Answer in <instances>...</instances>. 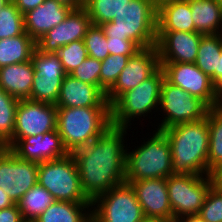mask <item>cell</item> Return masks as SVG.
<instances>
[{
    "label": "cell",
    "mask_w": 222,
    "mask_h": 222,
    "mask_svg": "<svg viewBox=\"0 0 222 222\" xmlns=\"http://www.w3.org/2000/svg\"><path fill=\"white\" fill-rule=\"evenodd\" d=\"M38 184L44 187L55 201L92 203L82 189L72 154L39 163Z\"/></svg>",
    "instance_id": "cell-7"
},
{
    "label": "cell",
    "mask_w": 222,
    "mask_h": 222,
    "mask_svg": "<svg viewBox=\"0 0 222 222\" xmlns=\"http://www.w3.org/2000/svg\"><path fill=\"white\" fill-rule=\"evenodd\" d=\"M55 106L57 108L110 107V104L106 99V93L100 87L66 74Z\"/></svg>",
    "instance_id": "cell-19"
},
{
    "label": "cell",
    "mask_w": 222,
    "mask_h": 222,
    "mask_svg": "<svg viewBox=\"0 0 222 222\" xmlns=\"http://www.w3.org/2000/svg\"><path fill=\"white\" fill-rule=\"evenodd\" d=\"M222 54V34L203 35L195 65L207 74L218 90V63Z\"/></svg>",
    "instance_id": "cell-25"
},
{
    "label": "cell",
    "mask_w": 222,
    "mask_h": 222,
    "mask_svg": "<svg viewBox=\"0 0 222 222\" xmlns=\"http://www.w3.org/2000/svg\"><path fill=\"white\" fill-rule=\"evenodd\" d=\"M36 42L26 33L6 39H0V68L31 60Z\"/></svg>",
    "instance_id": "cell-26"
},
{
    "label": "cell",
    "mask_w": 222,
    "mask_h": 222,
    "mask_svg": "<svg viewBox=\"0 0 222 222\" xmlns=\"http://www.w3.org/2000/svg\"><path fill=\"white\" fill-rule=\"evenodd\" d=\"M73 8L57 0H45L24 16L25 32L36 42L52 28L59 25Z\"/></svg>",
    "instance_id": "cell-20"
},
{
    "label": "cell",
    "mask_w": 222,
    "mask_h": 222,
    "mask_svg": "<svg viewBox=\"0 0 222 222\" xmlns=\"http://www.w3.org/2000/svg\"><path fill=\"white\" fill-rule=\"evenodd\" d=\"M10 2V0H0V10L6 6L8 3Z\"/></svg>",
    "instance_id": "cell-48"
},
{
    "label": "cell",
    "mask_w": 222,
    "mask_h": 222,
    "mask_svg": "<svg viewBox=\"0 0 222 222\" xmlns=\"http://www.w3.org/2000/svg\"><path fill=\"white\" fill-rule=\"evenodd\" d=\"M110 126V107L57 108V131L69 154L96 140Z\"/></svg>",
    "instance_id": "cell-3"
},
{
    "label": "cell",
    "mask_w": 222,
    "mask_h": 222,
    "mask_svg": "<svg viewBox=\"0 0 222 222\" xmlns=\"http://www.w3.org/2000/svg\"><path fill=\"white\" fill-rule=\"evenodd\" d=\"M35 68V76H65L66 72L56 53H43L37 48L31 56Z\"/></svg>",
    "instance_id": "cell-34"
},
{
    "label": "cell",
    "mask_w": 222,
    "mask_h": 222,
    "mask_svg": "<svg viewBox=\"0 0 222 222\" xmlns=\"http://www.w3.org/2000/svg\"><path fill=\"white\" fill-rule=\"evenodd\" d=\"M110 55H134L140 48L132 40L106 38Z\"/></svg>",
    "instance_id": "cell-39"
},
{
    "label": "cell",
    "mask_w": 222,
    "mask_h": 222,
    "mask_svg": "<svg viewBox=\"0 0 222 222\" xmlns=\"http://www.w3.org/2000/svg\"><path fill=\"white\" fill-rule=\"evenodd\" d=\"M24 32V16L10 1L0 10V39L16 37Z\"/></svg>",
    "instance_id": "cell-32"
},
{
    "label": "cell",
    "mask_w": 222,
    "mask_h": 222,
    "mask_svg": "<svg viewBox=\"0 0 222 222\" xmlns=\"http://www.w3.org/2000/svg\"><path fill=\"white\" fill-rule=\"evenodd\" d=\"M128 129L131 127L111 125L96 140L71 153L82 189L91 201L125 182V147L128 145L124 138Z\"/></svg>",
    "instance_id": "cell-1"
},
{
    "label": "cell",
    "mask_w": 222,
    "mask_h": 222,
    "mask_svg": "<svg viewBox=\"0 0 222 222\" xmlns=\"http://www.w3.org/2000/svg\"><path fill=\"white\" fill-rule=\"evenodd\" d=\"M91 25L84 7L72 9L63 22L36 41V48L43 53H56L61 46L83 40Z\"/></svg>",
    "instance_id": "cell-15"
},
{
    "label": "cell",
    "mask_w": 222,
    "mask_h": 222,
    "mask_svg": "<svg viewBox=\"0 0 222 222\" xmlns=\"http://www.w3.org/2000/svg\"><path fill=\"white\" fill-rule=\"evenodd\" d=\"M66 74L74 71L87 57V49L84 40L73 41L61 46L56 52Z\"/></svg>",
    "instance_id": "cell-35"
},
{
    "label": "cell",
    "mask_w": 222,
    "mask_h": 222,
    "mask_svg": "<svg viewBox=\"0 0 222 222\" xmlns=\"http://www.w3.org/2000/svg\"><path fill=\"white\" fill-rule=\"evenodd\" d=\"M166 181L173 222L199 214L212 187L209 175L172 174Z\"/></svg>",
    "instance_id": "cell-8"
},
{
    "label": "cell",
    "mask_w": 222,
    "mask_h": 222,
    "mask_svg": "<svg viewBox=\"0 0 222 222\" xmlns=\"http://www.w3.org/2000/svg\"><path fill=\"white\" fill-rule=\"evenodd\" d=\"M9 150L20 159L38 164L69 154L57 129L45 134L27 136L18 140Z\"/></svg>",
    "instance_id": "cell-18"
},
{
    "label": "cell",
    "mask_w": 222,
    "mask_h": 222,
    "mask_svg": "<svg viewBox=\"0 0 222 222\" xmlns=\"http://www.w3.org/2000/svg\"><path fill=\"white\" fill-rule=\"evenodd\" d=\"M0 222H25L18 204L0 210Z\"/></svg>",
    "instance_id": "cell-40"
},
{
    "label": "cell",
    "mask_w": 222,
    "mask_h": 222,
    "mask_svg": "<svg viewBox=\"0 0 222 222\" xmlns=\"http://www.w3.org/2000/svg\"><path fill=\"white\" fill-rule=\"evenodd\" d=\"M57 129V107L53 104L21 99L16 110L13 139L6 145L10 149L18 140Z\"/></svg>",
    "instance_id": "cell-12"
},
{
    "label": "cell",
    "mask_w": 222,
    "mask_h": 222,
    "mask_svg": "<svg viewBox=\"0 0 222 222\" xmlns=\"http://www.w3.org/2000/svg\"><path fill=\"white\" fill-rule=\"evenodd\" d=\"M156 5L161 4L162 2L168 1V0H154Z\"/></svg>",
    "instance_id": "cell-50"
},
{
    "label": "cell",
    "mask_w": 222,
    "mask_h": 222,
    "mask_svg": "<svg viewBox=\"0 0 222 222\" xmlns=\"http://www.w3.org/2000/svg\"><path fill=\"white\" fill-rule=\"evenodd\" d=\"M194 32L187 0H168L157 5V32Z\"/></svg>",
    "instance_id": "cell-21"
},
{
    "label": "cell",
    "mask_w": 222,
    "mask_h": 222,
    "mask_svg": "<svg viewBox=\"0 0 222 222\" xmlns=\"http://www.w3.org/2000/svg\"><path fill=\"white\" fill-rule=\"evenodd\" d=\"M83 40L89 57L102 61L110 55L106 36L101 26L92 24L87 29Z\"/></svg>",
    "instance_id": "cell-36"
},
{
    "label": "cell",
    "mask_w": 222,
    "mask_h": 222,
    "mask_svg": "<svg viewBox=\"0 0 222 222\" xmlns=\"http://www.w3.org/2000/svg\"><path fill=\"white\" fill-rule=\"evenodd\" d=\"M218 91L222 95V54L218 63Z\"/></svg>",
    "instance_id": "cell-46"
},
{
    "label": "cell",
    "mask_w": 222,
    "mask_h": 222,
    "mask_svg": "<svg viewBox=\"0 0 222 222\" xmlns=\"http://www.w3.org/2000/svg\"><path fill=\"white\" fill-rule=\"evenodd\" d=\"M64 77L35 76L29 100L56 105Z\"/></svg>",
    "instance_id": "cell-31"
},
{
    "label": "cell",
    "mask_w": 222,
    "mask_h": 222,
    "mask_svg": "<svg viewBox=\"0 0 222 222\" xmlns=\"http://www.w3.org/2000/svg\"><path fill=\"white\" fill-rule=\"evenodd\" d=\"M165 79L190 95L200 98L210 108L222 105V95L211 78L195 63H160Z\"/></svg>",
    "instance_id": "cell-11"
},
{
    "label": "cell",
    "mask_w": 222,
    "mask_h": 222,
    "mask_svg": "<svg viewBox=\"0 0 222 222\" xmlns=\"http://www.w3.org/2000/svg\"><path fill=\"white\" fill-rule=\"evenodd\" d=\"M177 222H206L199 214L189 215L181 218Z\"/></svg>",
    "instance_id": "cell-45"
},
{
    "label": "cell",
    "mask_w": 222,
    "mask_h": 222,
    "mask_svg": "<svg viewBox=\"0 0 222 222\" xmlns=\"http://www.w3.org/2000/svg\"><path fill=\"white\" fill-rule=\"evenodd\" d=\"M60 1L63 4H66L73 9L84 7V1L85 0H57Z\"/></svg>",
    "instance_id": "cell-44"
},
{
    "label": "cell",
    "mask_w": 222,
    "mask_h": 222,
    "mask_svg": "<svg viewBox=\"0 0 222 222\" xmlns=\"http://www.w3.org/2000/svg\"><path fill=\"white\" fill-rule=\"evenodd\" d=\"M6 146L0 141V154L4 151Z\"/></svg>",
    "instance_id": "cell-49"
},
{
    "label": "cell",
    "mask_w": 222,
    "mask_h": 222,
    "mask_svg": "<svg viewBox=\"0 0 222 222\" xmlns=\"http://www.w3.org/2000/svg\"><path fill=\"white\" fill-rule=\"evenodd\" d=\"M45 0H13L17 9L22 13H26L29 10L37 8L44 3Z\"/></svg>",
    "instance_id": "cell-41"
},
{
    "label": "cell",
    "mask_w": 222,
    "mask_h": 222,
    "mask_svg": "<svg viewBox=\"0 0 222 222\" xmlns=\"http://www.w3.org/2000/svg\"><path fill=\"white\" fill-rule=\"evenodd\" d=\"M199 215L206 222H222V190L210 188Z\"/></svg>",
    "instance_id": "cell-37"
},
{
    "label": "cell",
    "mask_w": 222,
    "mask_h": 222,
    "mask_svg": "<svg viewBox=\"0 0 222 222\" xmlns=\"http://www.w3.org/2000/svg\"><path fill=\"white\" fill-rule=\"evenodd\" d=\"M38 183V163L18 158L5 148L0 154V188L17 204Z\"/></svg>",
    "instance_id": "cell-13"
},
{
    "label": "cell",
    "mask_w": 222,
    "mask_h": 222,
    "mask_svg": "<svg viewBox=\"0 0 222 222\" xmlns=\"http://www.w3.org/2000/svg\"><path fill=\"white\" fill-rule=\"evenodd\" d=\"M192 12L194 32L202 35L222 34V2L187 0Z\"/></svg>",
    "instance_id": "cell-23"
},
{
    "label": "cell",
    "mask_w": 222,
    "mask_h": 222,
    "mask_svg": "<svg viewBox=\"0 0 222 222\" xmlns=\"http://www.w3.org/2000/svg\"><path fill=\"white\" fill-rule=\"evenodd\" d=\"M209 178L213 187L222 190V162L210 170Z\"/></svg>",
    "instance_id": "cell-42"
},
{
    "label": "cell",
    "mask_w": 222,
    "mask_h": 222,
    "mask_svg": "<svg viewBox=\"0 0 222 222\" xmlns=\"http://www.w3.org/2000/svg\"><path fill=\"white\" fill-rule=\"evenodd\" d=\"M18 102L0 88V141L5 146L13 139Z\"/></svg>",
    "instance_id": "cell-30"
},
{
    "label": "cell",
    "mask_w": 222,
    "mask_h": 222,
    "mask_svg": "<svg viewBox=\"0 0 222 222\" xmlns=\"http://www.w3.org/2000/svg\"><path fill=\"white\" fill-rule=\"evenodd\" d=\"M165 78L160 67L152 76L138 84L135 88L121 94L111 105V125L129 127L134 119L152 112H159L161 85Z\"/></svg>",
    "instance_id": "cell-6"
},
{
    "label": "cell",
    "mask_w": 222,
    "mask_h": 222,
    "mask_svg": "<svg viewBox=\"0 0 222 222\" xmlns=\"http://www.w3.org/2000/svg\"><path fill=\"white\" fill-rule=\"evenodd\" d=\"M171 148L173 174L209 175L207 117L163 130Z\"/></svg>",
    "instance_id": "cell-2"
},
{
    "label": "cell",
    "mask_w": 222,
    "mask_h": 222,
    "mask_svg": "<svg viewBox=\"0 0 222 222\" xmlns=\"http://www.w3.org/2000/svg\"><path fill=\"white\" fill-rule=\"evenodd\" d=\"M144 217L135 190L127 182L92 201V222H140Z\"/></svg>",
    "instance_id": "cell-10"
},
{
    "label": "cell",
    "mask_w": 222,
    "mask_h": 222,
    "mask_svg": "<svg viewBox=\"0 0 222 222\" xmlns=\"http://www.w3.org/2000/svg\"><path fill=\"white\" fill-rule=\"evenodd\" d=\"M209 127L208 171L222 162V105L207 112Z\"/></svg>",
    "instance_id": "cell-28"
},
{
    "label": "cell",
    "mask_w": 222,
    "mask_h": 222,
    "mask_svg": "<svg viewBox=\"0 0 222 222\" xmlns=\"http://www.w3.org/2000/svg\"><path fill=\"white\" fill-rule=\"evenodd\" d=\"M131 56L133 55H109L101 61L100 88L105 93L114 86Z\"/></svg>",
    "instance_id": "cell-33"
},
{
    "label": "cell",
    "mask_w": 222,
    "mask_h": 222,
    "mask_svg": "<svg viewBox=\"0 0 222 222\" xmlns=\"http://www.w3.org/2000/svg\"><path fill=\"white\" fill-rule=\"evenodd\" d=\"M150 137L132 151L126 147L125 181L167 178L173 174L171 148L165 133L155 129Z\"/></svg>",
    "instance_id": "cell-5"
},
{
    "label": "cell",
    "mask_w": 222,
    "mask_h": 222,
    "mask_svg": "<svg viewBox=\"0 0 222 222\" xmlns=\"http://www.w3.org/2000/svg\"><path fill=\"white\" fill-rule=\"evenodd\" d=\"M34 77L32 60L7 65L0 68V88L19 100L29 99Z\"/></svg>",
    "instance_id": "cell-22"
},
{
    "label": "cell",
    "mask_w": 222,
    "mask_h": 222,
    "mask_svg": "<svg viewBox=\"0 0 222 222\" xmlns=\"http://www.w3.org/2000/svg\"><path fill=\"white\" fill-rule=\"evenodd\" d=\"M33 222H92V203L55 201Z\"/></svg>",
    "instance_id": "cell-24"
},
{
    "label": "cell",
    "mask_w": 222,
    "mask_h": 222,
    "mask_svg": "<svg viewBox=\"0 0 222 222\" xmlns=\"http://www.w3.org/2000/svg\"><path fill=\"white\" fill-rule=\"evenodd\" d=\"M106 38L132 40L140 49L157 44V5L154 0H131L115 18L100 25Z\"/></svg>",
    "instance_id": "cell-4"
},
{
    "label": "cell",
    "mask_w": 222,
    "mask_h": 222,
    "mask_svg": "<svg viewBox=\"0 0 222 222\" xmlns=\"http://www.w3.org/2000/svg\"><path fill=\"white\" fill-rule=\"evenodd\" d=\"M101 61L87 57L70 75L82 82L100 87Z\"/></svg>",
    "instance_id": "cell-38"
},
{
    "label": "cell",
    "mask_w": 222,
    "mask_h": 222,
    "mask_svg": "<svg viewBox=\"0 0 222 222\" xmlns=\"http://www.w3.org/2000/svg\"><path fill=\"white\" fill-rule=\"evenodd\" d=\"M202 34L198 32H157L160 63H195Z\"/></svg>",
    "instance_id": "cell-17"
},
{
    "label": "cell",
    "mask_w": 222,
    "mask_h": 222,
    "mask_svg": "<svg viewBox=\"0 0 222 222\" xmlns=\"http://www.w3.org/2000/svg\"><path fill=\"white\" fill-rule=\"evenodd\" d=\"M160 67L156 46L142 48L137 51L129 58L118 80L106 93L108 103L111 105L121 94L135 88L138 84L148 79Z\"/></svg>",
    "instance_id": "cell-14"
},
{
    "label": "cell",
    "mask_w": 222,
    "mask_h": 222,
    "mask_svg": "<svg viewBox=\"0 0 222 222\" xmlns=\"http://www.w3.org/2000/svg\"><path fill=\"white\" fill-rule=\"evenodd\" d=\"M54 197L38 183L33 186L17 203L25 222H33L50 204Z\"/></svg>",
    "instance_id": "cell-27"
},
{
    "label": "cell",
    "mask_w": 222,
    "mask_h": 222,
    "mask_svg": "<svg viewBox=\"0 0 222 222\" xmlns=\"http://www.w3.org/2000/svg\"><path fill=\"white\" fill-rule=\"evenodd\" d=\"M140 222H167L159 218L144 217Z\"/></svg>",
    "instance_id": "cell-47"
},
{
    "label": "cell",
    "mask_w": 222,
    "mask_h": 222,
    "mask_svg": "<svg viewBox=\"0 0 222 222\" xmlns=\"http://www.w3.org/2000/svg\"><path fill=\"white\" fill-rule=\"evenodd\" d=\"M210 107L200 98L190 95L165 78L161 85L159 111L163 119L157 130L163 131L178 124L193 122L206 117Z\"/></svg>",
    "instance_id": "cell-9"
},
{
    "label": "cell",
    "mask_w": 222,
    "mask_h": 222,
    "mask_svg": "<svg viewBox=\"0 0 222 222\" xmlns=\"http://www.w3.org/2000/svg\"><path fill=\"white\" fill-rule=\"evenodd\" d=\"M131 0H85L84 8L93 25L112 21Z\"/></svg>",
    "instance_id": "cell-29"
},
{
    "label": "cell",
    "mask_w": 222,
    "mask_h": 222,
    "mask_svg": "<svg viewBox=\"0 0 222 222\" xmlns=\"http://www.w3.org/2000/svg\"><path fill=\"white\" fill-rule=\"evenodd\" d=\"M135 190L137 200L145 217L173 222L166 178H151L140 181H125Z\"/></svg>",
    "instance_id": "cell-16"
},
{
    "label": "cell",
    "mask_w": 222,
    "mask_h": 222,
    "mask_svg": "<svg viewBox=\"0 0 222 222\" xmlns=\"http://www.w3.org/2000/svg\"><path fill=\"white\" fill-rule=\"evenodd\" d=\"M13 205H15V203L11 200L9 195L0 188V210Z\"/></svg>",
    "instance_id": "cell-43"
}]
</instances>
